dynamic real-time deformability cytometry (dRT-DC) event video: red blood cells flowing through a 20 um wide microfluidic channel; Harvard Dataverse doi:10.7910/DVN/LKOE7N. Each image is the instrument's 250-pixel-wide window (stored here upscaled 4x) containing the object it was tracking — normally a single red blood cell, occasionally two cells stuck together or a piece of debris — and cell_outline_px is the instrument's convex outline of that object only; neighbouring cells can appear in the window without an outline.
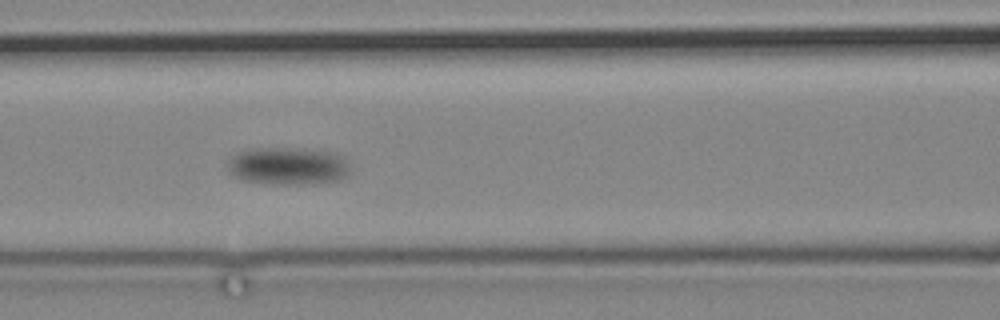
{"species": "common noctule bat (a hibernating species)", "species_latin": "Nyctalus noctula", "temperature_condition": "cold", "stored_images_in_passage": 19, "camera_frame_rate_fps": 3000, "um_per_image_px": 0.085, "animal": {"sex": "male", "body_mass_g": 19.2, "forearm_length_mm": 51.8}, "frame": {"image": 1, "passage_image": 14, "time_ms": 16.333, "image_size_px": [1000, 320], "cell_outline_px": [[352, 168], [348, 176], [340, 180], [316, 184], [272, 184], [240, 180], [232, 176], [228, 172], [228, 160], [236, 152], [248, 148], [300, 148], [336, 152], [344, 156], [348, 160]], "centroid_in_image_um": [24.52, 14.11], "position_along_channel_um": 142.1, "area_um2": 27.86}}
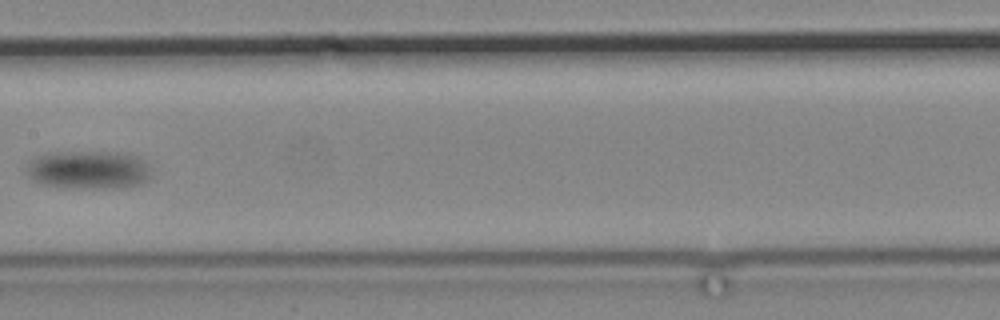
{"frame": {"image": 2, "passage_image": 16, "time_ms": 18.667, "image_size_px": [1000, 320], "cell_outline_px": [[152, 176], [148, 180], [140, 184], [120, 188], [56, 188], [40, 184], [32, 180], [28, 176], [28, 160], [36, 156], [52, 152], [116, 152], [136, 156], [144, 160]], "centroid_in_image_um": [7.49, 14.45], "position_along_channel_um": 199.9, "area_um2": 28.32}}
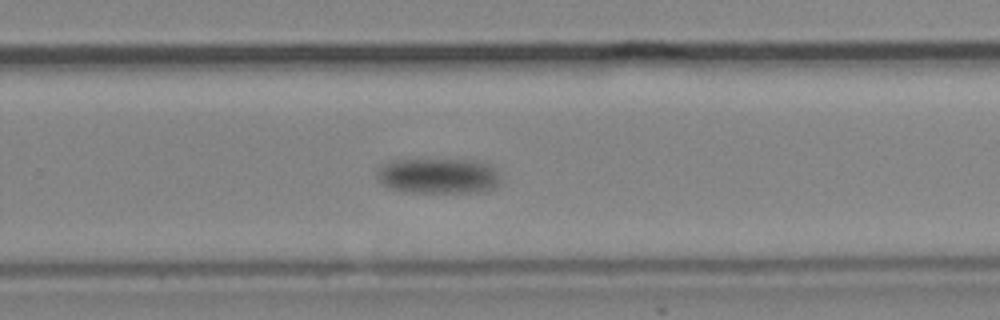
{"frame": {"image": 3, "passage_image": 19, "time_ms": 22.333, "image_size_px": [1000, 320], "cell_outline_px": [[500, 184], [484, 192], [412, 192], [388, 188], [376, 176], [376, 172], [388, 160], [488, 160], [496, 168], [500, 176]], "centroid_in_image_um": [37.34, 14.94], "position_along_channel_um": 292.5, "area_um2": 25.89}}